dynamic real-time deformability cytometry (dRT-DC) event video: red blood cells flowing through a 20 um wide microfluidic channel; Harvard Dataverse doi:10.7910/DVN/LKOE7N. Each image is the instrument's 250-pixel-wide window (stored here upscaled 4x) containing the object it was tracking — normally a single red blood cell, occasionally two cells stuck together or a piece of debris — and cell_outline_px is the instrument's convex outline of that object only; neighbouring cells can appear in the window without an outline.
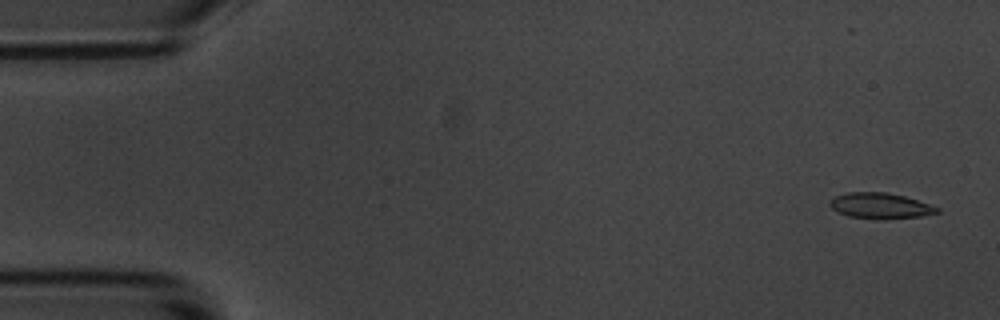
{"species": "common noctule bat (a hibernating species)", "species_latin": "Nyctalus noctula", "temperature_condition": "room temperature", "stored_images_in_passage": 5, "camera_frame_rate_fps": 3000, "um_per_image_px": 0.085, "animal": {"sex": "male", "body_mass_g": 20.1, "forearm_length_mm": 53.5}, "frame": {"image": 1, "passage_image": 1, "time_ms": 0.0, "image_size_px": [1000, 320], "cell_outline_px": [[940, 212], [920, 216], [884, 220], [880, 220], [848, 216], [832, 208], [828, 204], [836, 196], [848, 192], [884, 192], [904, 196], [940, 208]], "centroid_in_image_um": [74.83, 17.5], "position_along_channel_um": 10.2, "area_um2": 15.95}}
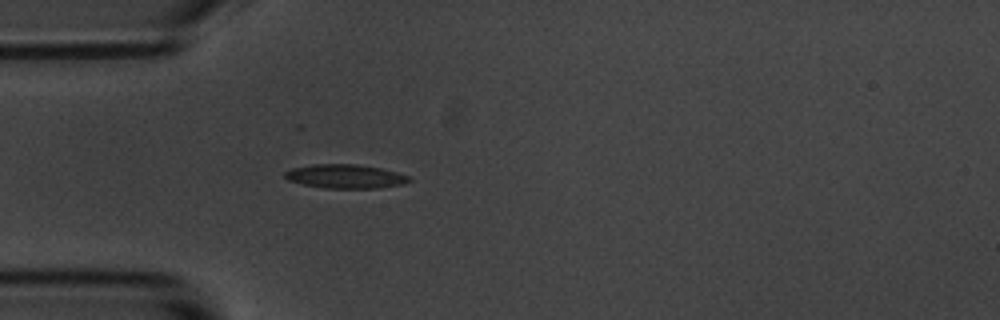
{"frame": {"image": 2, "passage_image": 5, "time_ms": 4.667, "image_size_px": [1000, 320], "cell_outline_px": [[412, 180], [404, 184], [376, 188], [324, 188], [304, 184], [288, 180], [284, 176], [284, 172], [292, 168], [312, 164], [356, 164], [380, 168], [396, 172], [408, 176]], "centroid_in_image_um": [29.34, 14.99], "position_along_channel_um": 55.7, "area_um2": 17.22}}